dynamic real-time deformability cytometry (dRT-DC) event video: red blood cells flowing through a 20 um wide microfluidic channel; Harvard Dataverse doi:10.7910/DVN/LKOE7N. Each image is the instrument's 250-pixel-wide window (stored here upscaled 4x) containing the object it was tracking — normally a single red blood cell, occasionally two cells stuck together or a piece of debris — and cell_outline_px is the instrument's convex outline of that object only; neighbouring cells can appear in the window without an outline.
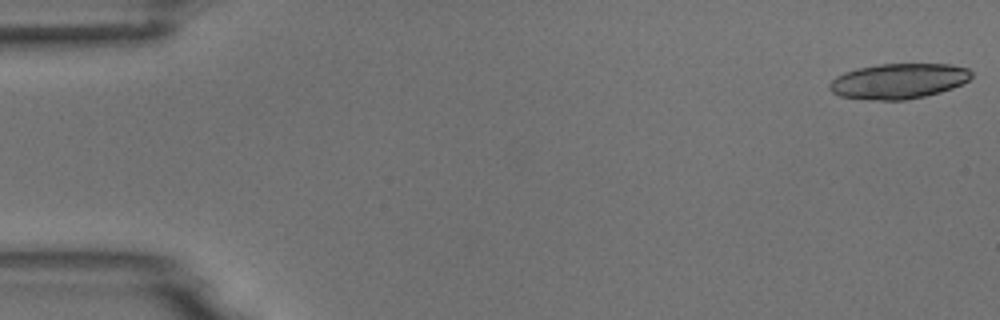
{"species": "common noctule bat (a hibernating species)", "species_latin": "Nyctalus noctula", "temperature_condition": "room temperature", "stored_images_in_passage": 18, "camera_frame_rate_fps": 3000, "um_per_image_px": 0.085, "animal": {"sex": "male", "body_mass_g": 18.8}, "frame": {"image": 1, "passage_image": 1, "time_ms": 0.0, "image_size_px": [1000, 320], "cell_outline_px": [[972, 76], [968, 80], [952, 88], [940, 92], [924, 96], [904, 100], [868, 100], [840, 96], [832, 92], [828, 88], [828, 84], [836, 76], [844, 72], [856, 68], [880, 64], [952, 64], [968, 68], [972, 72]], "centroid_in_image_um": [76.35, 6.89], "position_along_channel_um": 8.6, "area_um2": 29.3}}
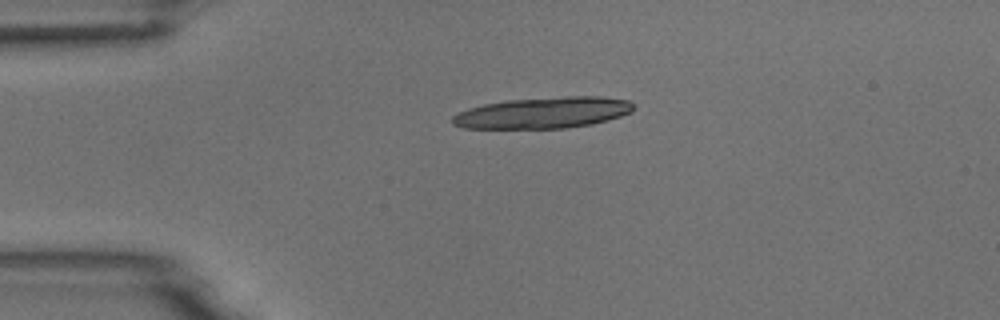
{"frame": {"image": 2, "passage_image": 12, "time_ms": 3.667, "image_size_px": [1000, 320], "cell_outline_px": [[636, 108], [632, 112], [608, 120], [592, 124], [568, 128], [464, 128], [452, 124], [452, 116], [468, 108], [484, 104], [508, 100], [568, 96], [600, 96], [628, 100]], "centroid_in_image_um": [46.2, 9.58], "position_along_channel_um": 38.8, "area_um2": 32.95}}